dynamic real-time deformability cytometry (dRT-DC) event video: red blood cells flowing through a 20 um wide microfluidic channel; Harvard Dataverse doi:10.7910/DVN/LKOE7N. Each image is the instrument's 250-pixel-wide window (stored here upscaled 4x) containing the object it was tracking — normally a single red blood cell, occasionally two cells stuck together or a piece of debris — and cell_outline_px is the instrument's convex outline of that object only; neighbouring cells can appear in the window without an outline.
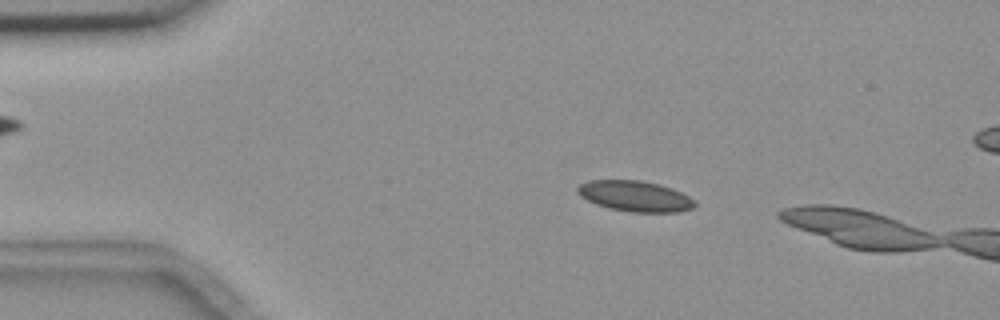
{"species": "common noctule bat (a hibernating species)", "species_latin": "Nyctalus noctula", "temperature_condition": "room temperature", "stored_images_in_passage": 4, "camera_frame_rate_fps": 3000, "um_per_image_px": 0.085, "animal": {"sex": "female", "body_mass_g": 18.4}, "frame": {"image": 1, "passage_image": 2, "time_ms": 1.0, "image_size_px": [1000, 320], "cell_outline_px": [[696, 204], [692, 208], [680, 212], [628, 212], [608, 208], [596, 204], [580, 196], [576, 192], [576, 188], [580, 184], [588, 180], [640, 180], [660, 184], [672, 188], [696, 200]], "centroid_in_image_um": [53.97, 16.67], "position_along_channel_um": 31.0, "area_um2": 21.15}}